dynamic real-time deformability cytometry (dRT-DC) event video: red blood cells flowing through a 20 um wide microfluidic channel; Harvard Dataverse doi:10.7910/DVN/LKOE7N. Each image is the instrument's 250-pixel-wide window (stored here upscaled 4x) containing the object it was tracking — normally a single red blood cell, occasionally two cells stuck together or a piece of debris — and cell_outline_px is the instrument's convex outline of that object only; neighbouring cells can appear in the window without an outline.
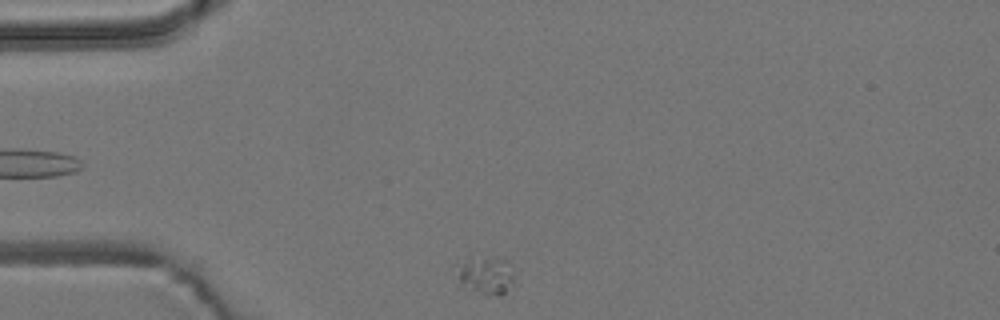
{"species": "common noctule bat (a hibernating species)", "species_latin": "Nyctalus noctula", "temperature_condition": "room temperature", "stored_images_in_passage": 5, "segment_of_instrument_passage": [2, 2], "camera_frame_rate_fps": 3000, "um_per_image_px": 0.085, "animal": {"sex": "male", "body_mass_g": 19.2, "forearm_length_mm": 51.8}, "frame": {"image": 1, "passage_image": 5, "time_ms": 6.0, "image_size_px": [1000, 320], "cell_outline_px": [[512, 284], [500, 296], [496, 296], [480, 292], [460, 284], [460, 268], [464, 264], [472, 260], [504, 260], [512, 276]], "centroid_in_image_um": [41.35, 23.5], "position_along_channel_um": 43.7, "area_um2": 10.87}}